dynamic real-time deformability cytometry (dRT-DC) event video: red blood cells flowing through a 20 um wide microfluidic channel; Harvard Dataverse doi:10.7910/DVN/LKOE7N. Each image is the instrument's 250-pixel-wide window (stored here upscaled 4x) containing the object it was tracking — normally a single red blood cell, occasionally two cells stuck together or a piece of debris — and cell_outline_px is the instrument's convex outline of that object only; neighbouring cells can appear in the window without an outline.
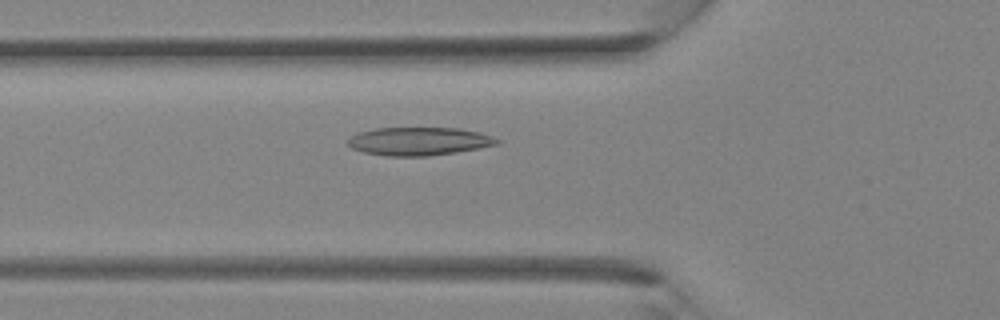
{"species": "Egyptian fruit bat (a non-hibernating species)", "species_latin": "Rousettus aegyptiacus", "temperature_condition": "room temperature", "stored_images_in_passage": 36, "camera_frame_rate_fps": 3000, "um_per_image_px": 0.085, "animal": {"sex": "female"}, "frame": {"image": 1, "passage_image": 13, "time_ms": 4.0, "image_size_px": [1000, 320], "cell_outline_px": [[500, 144], [456, 152], [428, 156], [388, 156], [364, 152], [352, 148], [348, 144], [348, 140], [356, 132], [376, 128], [456, 128], [480, 132], [492, 136], [500, 140]], "centroid_in_image_um": [35.62, 12.0], "position_along_channel_um": 90.2, "area_um2": 24.45}}
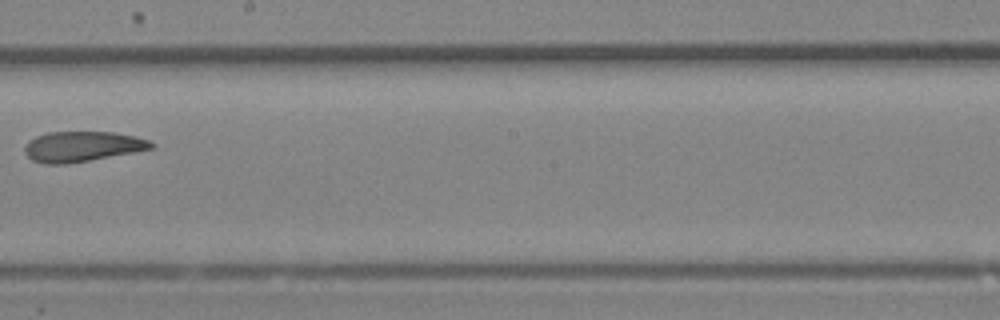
{"frame": {"image": 2, "passage_image": 21, "time_ms": 6.667, "image_size_px": [1000, 320], "cell_outline_px": [[156, 148], [68, 164], [44, 164], [32, 160], [24, 152], [24, 148], [28, 140], [36, 136], [48, 132], [112, 132], [136, 136], [148, 140], [156, 144]], "centroid_in_image_um": [6.99, 12.45], "position_along_channel_um": 241.2, "area_um2": 22.48}}
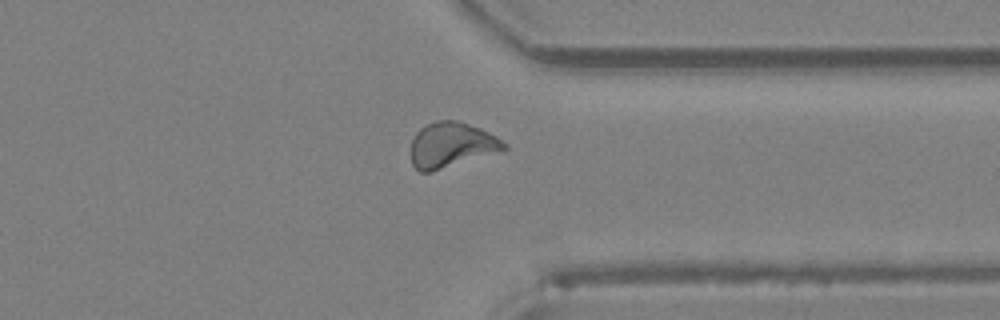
{"frame": {"image": 3, "passage_image": 28, "time_ms": 9.0, "image_size_px": [1000, 320], "cell_outline_px": [[508, 148], [432, 172], [420, 172], [412, 164], [412, 136], [420, 128], [436, 120], [460, 120], [480, 128], [496, 136], [508, 144]], "centroid_in_image_um": [38.36, 12.3], "position_along_channel_um": 373.0, "area_um2": 24.39}}